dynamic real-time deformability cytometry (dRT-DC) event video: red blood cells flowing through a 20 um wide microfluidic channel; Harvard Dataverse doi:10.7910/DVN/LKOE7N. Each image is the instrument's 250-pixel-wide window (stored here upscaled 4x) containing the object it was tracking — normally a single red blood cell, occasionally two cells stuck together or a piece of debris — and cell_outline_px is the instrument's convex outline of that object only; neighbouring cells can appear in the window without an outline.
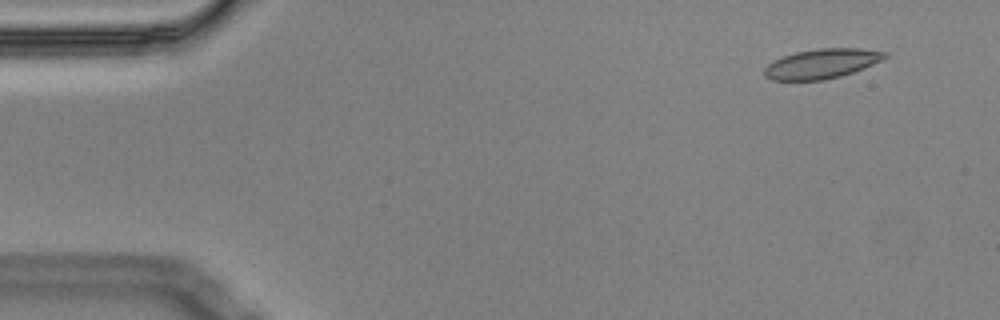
{"species": "Egyptian fruit bat (a non-hibernating species)", "species_latin": "Rousettus aegyptiacus", "temperature_condition": "cold", "stored_images_in_passage": 3, "camera_frame_rate_fps": 3000, "um_per_image_px": 0.085, "animal": {"sex": "male"}, "frame": {"image": 1, "passage_image": 1, "time_ms": 0.0, "image_size_px": [1000, 320], "cell_outline_px": [[888, 56], [864, 68], [840, 76], [824, 80], [772, 80], [764, 76], [764, 68], [768, 64], [784, 56], [796, 52], [820, 48], [860, 48], [888, 52]], "centroid_in_image_um": [69.85, 5.41], "position_along_channel_um": 15.1, "area_um2": 20.63}}